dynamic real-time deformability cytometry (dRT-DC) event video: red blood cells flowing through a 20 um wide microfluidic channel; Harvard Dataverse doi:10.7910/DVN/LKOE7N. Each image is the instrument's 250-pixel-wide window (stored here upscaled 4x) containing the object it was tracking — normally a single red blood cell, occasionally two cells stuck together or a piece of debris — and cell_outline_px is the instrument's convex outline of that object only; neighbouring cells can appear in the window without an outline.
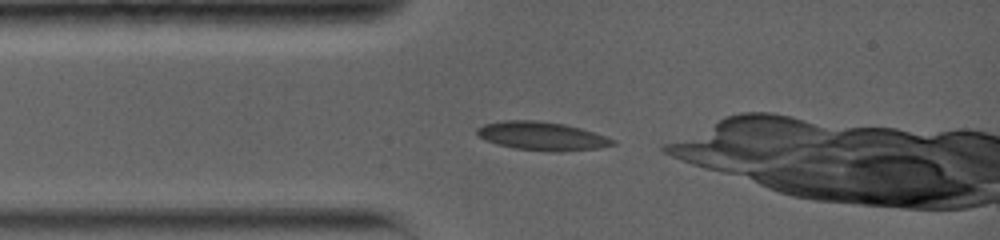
{"species": "common noctule bat (a hibernating species)", "species_latin": "Nyctalus noctula", "temperature_condition": "warm", "stored_images_in_passage": 24, "camera_frame_rate_fps": 5000, "um_per_image_px": 0.085, "animal": {"sex": "female", "body_mass_g": 19.0, "forearm_length_mm": 56.7}, "frame": {"image": 1, "passage_image": 1, "time_ms": 0.0, "image_size_px": [1000, 240], "cell_outline_px": [[616, 144], [600, 148], [556, 152], [552, 152], [516, 148], [496, 144], [484, 140], [476, 132], [476, 128], [484, 124], [504, 120], [536, 120], [564, 124], [580, 128], [616, 140]], "centroid_in_image_um": [46.05, 11.56], "position_along_channel_um": 38.9, "area_um2": 22.48}}
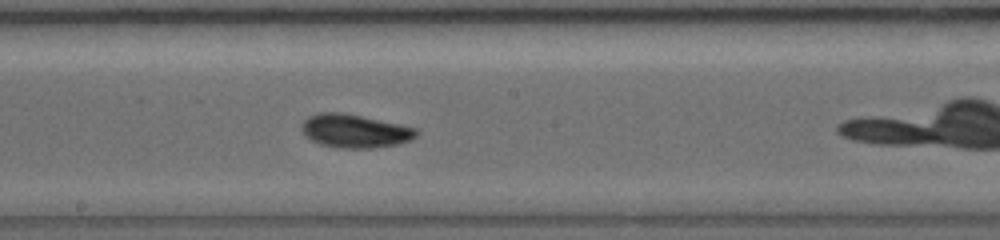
{"frame": {"image": 2, "passage_image": 8, "time_ms": 4.8, "image_size_px": [1000, 240], "cell_outline_px": [[420, 132], [412, 140], [400, 144], [372, 148], [340, 148], [320, 144], [304, 136], [300, 128], [300, 124], [308, 116], [320, 112], [340, 112], [420, 128]], "centroid_in_image_um": [30.18, 11.14], "position_along_channel_um": 218.0, "area_um2": 22.66}}
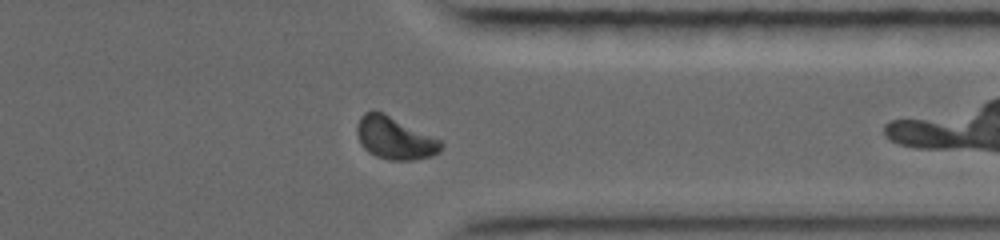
{"frame": {"image": 3, "passage_image": 16, "time_ms": 9.0, "image_size_px": [1000, 240], "cell_outline_px": [[444, 148], [440, 152], [432, 156], [412, 160], [388, 160], [376, 156], [368, 152], [364, 148], [356, 132], [356, 124], [360, 116], [364, 112], [372, 108], [384, 112], [444, 140]], "centroid_in_image_um": [33.59, 11.7], "position_along_channel_um": 377.8, "area_um2": 21.56}}